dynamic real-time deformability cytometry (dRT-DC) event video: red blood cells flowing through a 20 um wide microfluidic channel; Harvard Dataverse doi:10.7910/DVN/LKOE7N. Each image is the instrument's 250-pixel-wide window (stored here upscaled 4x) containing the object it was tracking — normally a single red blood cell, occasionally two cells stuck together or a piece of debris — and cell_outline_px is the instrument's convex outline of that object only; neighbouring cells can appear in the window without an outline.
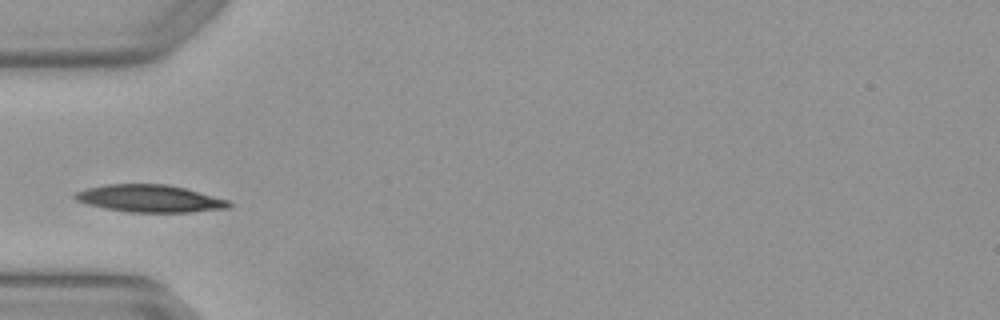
{"species": "Egyptian fruit bat (a non-hibernating species)", "species_latin": "Rousettus aegyptiacus", "temperature_condition": "warm", "stored_images_in_passage": 5, "camera_frame_rate_fps": 3000, "um_per_image_px": 0.085, "animal": {"sex": "female"}, "frame": {"image": 1, "passage_image": 4, "time_ms": 1.0, "image_size_px": [1000, 320], "cell_outline_px": [[232, 204], [228, 208], [192, 212], [128, 212], [104, 208], [88, 204], [76, 200], [72, 196], [76, 192], [88, 188], [108, 184], [164, 184], [184, 188], [228, 200]], "centroid_in_image_um": [12.71, 16.88], "position_along_channel_um": 72.3, "area_um2": 24.28}}
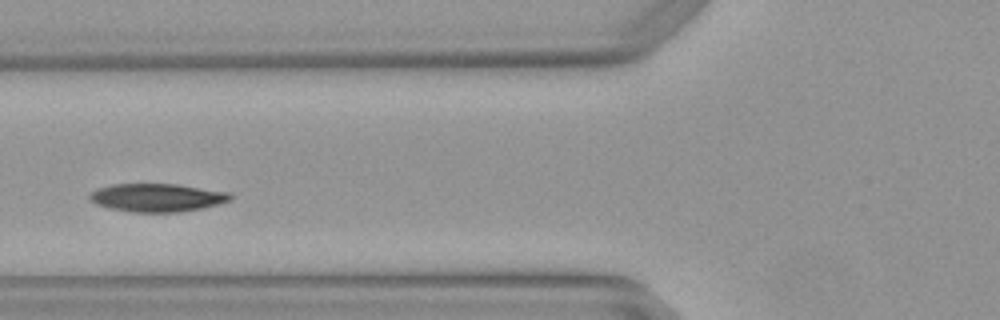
{"frame": {"image": 2, "passage_image": 5, "time_ms": 1.333, "image_size_px": [1000, 320], "cell_outline_px": [[232, 200], [204, 208], [180, 212], [132, 212], [108, 208], [96, 204], [88, 200], [88, 196], [96, 188], [112, 184], [180, 184], [228, 192], [232, 196]], "centroid_in_image_um": [13.34, 16.8], "position_along_channel_um": 112.5, "area_um2": 23.35}}